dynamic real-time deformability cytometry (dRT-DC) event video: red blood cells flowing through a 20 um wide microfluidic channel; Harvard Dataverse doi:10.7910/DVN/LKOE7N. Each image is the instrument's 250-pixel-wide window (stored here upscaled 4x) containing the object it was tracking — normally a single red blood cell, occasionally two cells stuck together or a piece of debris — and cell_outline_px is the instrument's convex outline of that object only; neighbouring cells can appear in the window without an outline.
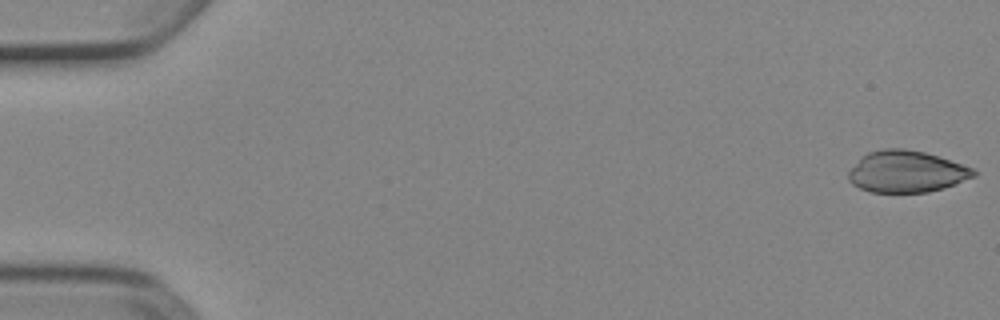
{"species": "Egyptian fruit bat (a non-hibernating species)", "species_latin": "Rousettus aegyptiacus", "temperature_condition": "cold", "stored_images_in_passage": 5, "camera_frame_rate_fps": 3000, "um_per_image_px": 0.085, "animal": {"sex": "female"}, "frame": {"image": 1, "passage_image": 1, "time_ms": 0.0, "image_size_px": [1000, 320], "cell_outline_px": [[976, 176], [944, 188], [928, 192], [868, 192], [852, 184], [848, 180], [848, 172], [868, 152], [884, 148], [904, 148], [924, 152], [972, 168], [976, 172]], "centroid_in_image_um": [77.04, 14.6], "position_along_channel_um": 8.0, "area_um2": 30.06}}